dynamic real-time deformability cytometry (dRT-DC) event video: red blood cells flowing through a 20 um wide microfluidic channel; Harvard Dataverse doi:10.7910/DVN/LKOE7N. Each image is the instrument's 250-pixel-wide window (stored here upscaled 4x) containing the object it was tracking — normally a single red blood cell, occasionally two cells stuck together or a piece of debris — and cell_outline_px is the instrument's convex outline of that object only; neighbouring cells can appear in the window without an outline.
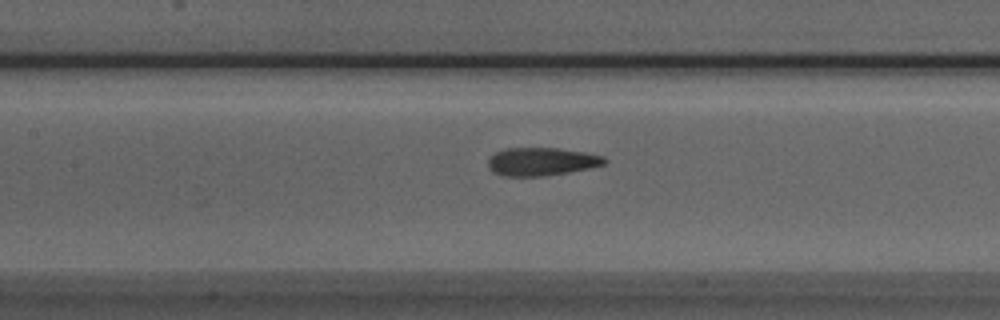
{"species": "Egyptian fruit bat (a non-hibernating species)", "species_latin": "Rousettus aegyptiacus", "temperature_condition": "room temperature", "stored_images_in_passage": 33, "camera_frame_rate_fps": 3000, "um_per_image_px": 0.085, "animal": {"sex": "male"}, "frame": {"image": 1, "passage_image": 15, "time_ms": 4.667, "image_size_px": [1000, 320], "cell_outline_px": [[608, 160], [604, 164], [588, 168], [568, 172], [544, 176], [504, 176], [492, 172], [488, 168], [488, 160], [496, 152], [504, 148], [556, 148], [584, 152], [604, 156]], "centroid_in_image_um": [46.01, 13.73], "position_along_channel_um": 161.4, "area_um2": 19.02}}
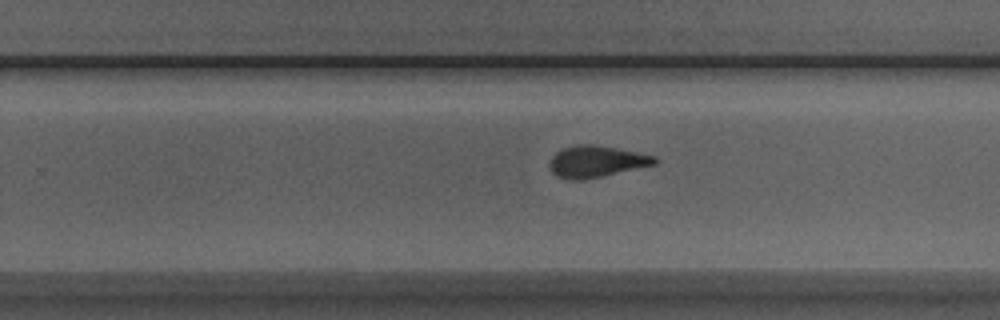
{"frame": {"image": 2, "passage_image": 24, "time_ms": 7.667, "image_size_px": [1000, 320], "cell_outline_px": [[660, 160], [656, 164], [600, 176], [580, 180], [572, 180], [556, 176], [552, 172], [548, 164], [552, 156], [560, 148], [572, 144], [596, 144], [656, 156]], "centroid_in_image_um": [50.65, 13.7], "position_along_channel_um": 279.2, "area_um2": 19.42}}
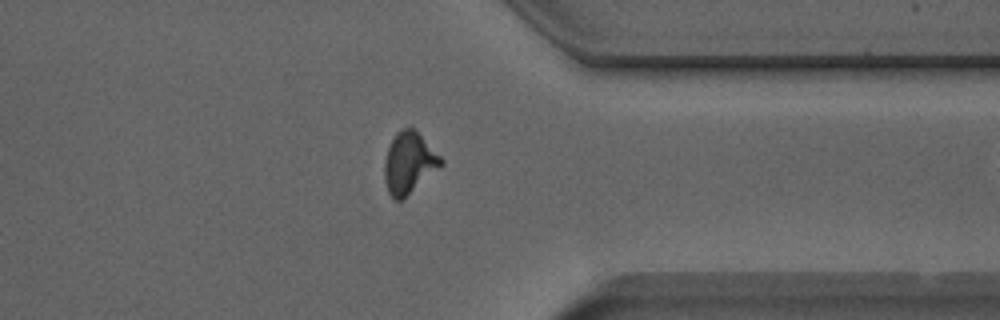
{"frame": {"image": 3, "passage_image": 32, "time_ms": 10.333, "image_size_px": [1000, 320], "cell_outline_px": [[444, 164], [404, 200], [396, 200], [388, 192], [384, 180], [384, 164], [388, 148], [396, 132], [400, 128], [416, 128], [444, 160]], "centroid_in_image_um": [34.79, 13.85], "position_along_channel_um": 376.6, "area_um2": 20.58}}